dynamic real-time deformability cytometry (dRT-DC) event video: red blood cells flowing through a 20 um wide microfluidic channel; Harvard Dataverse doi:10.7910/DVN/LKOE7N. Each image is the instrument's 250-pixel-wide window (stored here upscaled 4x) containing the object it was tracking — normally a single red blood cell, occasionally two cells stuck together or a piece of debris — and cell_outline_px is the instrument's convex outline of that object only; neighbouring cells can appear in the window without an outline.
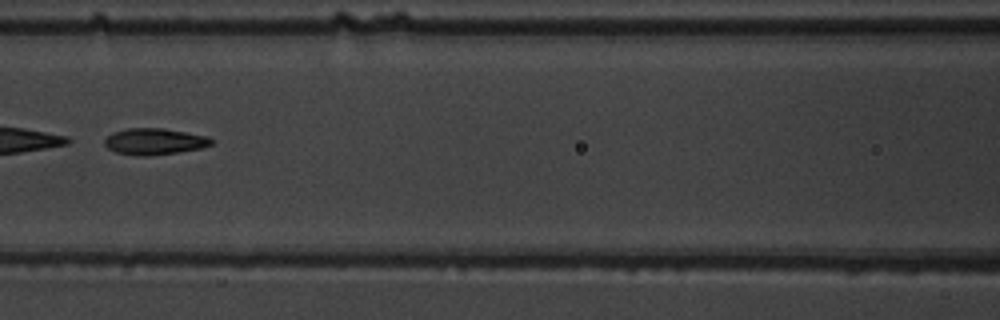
{"species": "common noctule bat (a hibernating species)", "species_latin": "Nyctalus noctula", "temperature_condition": "warm", "stored_images_in_passage": 48, "camera_frame_rate_fps": 3000, "um_per_image_px": 0.085, "animal": {"sex": "male", "body_mass_g": 19.5, "forearm_length_mm": 54.6}, "frame": {"image": 1, "passage_image": 21, "time_ms": 6.667, "image_size_px": [1000, 320], "cell_outline_px": [[212, 144], [200, 148], [176, 152], [148, 156], [140, 156], [116, 152], [108, 148], [104, 144], [104, 140], [112, 132], [124, 128], [164, 128], [208, 136], [212, 140]], "centroid_in_image_um": [13.1, 12.01], "position_along_channel_um": 153.5, "area_um2": 16.36}, "authors_computed_cell_mechanics": {"area_um2": 17.1955, "velocity_mm_per_s": 3.869, "shape_relaxation_time_tau1_ms": 3.7254, "shape_relaxation_time_tau2_ms": 2.4014, "deformation_change_tau1": 0.1586, "deformation_change_tau2": 0.0987}}